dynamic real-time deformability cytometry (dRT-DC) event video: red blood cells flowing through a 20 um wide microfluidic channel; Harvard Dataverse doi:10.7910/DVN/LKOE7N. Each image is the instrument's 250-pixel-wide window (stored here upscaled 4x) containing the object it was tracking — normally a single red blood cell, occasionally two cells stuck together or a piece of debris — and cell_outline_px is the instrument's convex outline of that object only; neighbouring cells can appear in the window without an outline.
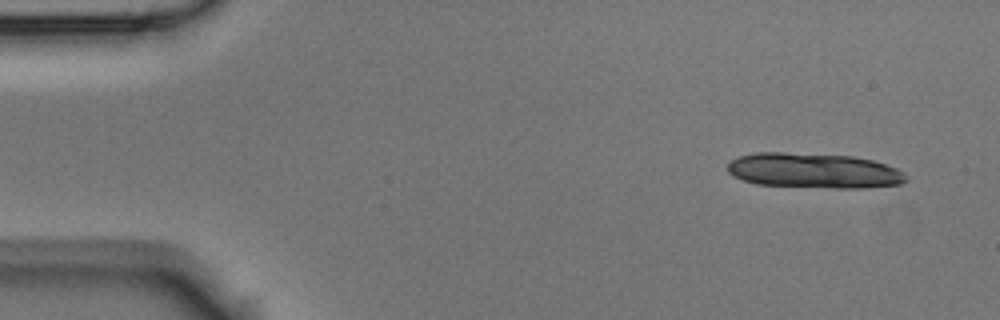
{"species": "Egyptian fruit bat (a non-hibernating species)", "species_latin": "Rousettus aegyptiacus", "temperature_condition": "room temperature", "stored_images_in_passage": 5, "camera_frame_rate_fps": 3000, "um_per_image_px": 0.085, "animal": {"sex": "male"}, "frame": {"image": 1, "passage_image": 1, "time_ms": 0.0, "image_size_px": [1000, 320], "cell_outline_px": [[908, 180], [900, 184], [864, 188], [832, 188], [756, 184], [732, 176], [728, 172], [728, 164], [732, 160], [740, 156], [756, 152], [784, 152], [852, 156], [872, 160], [896, 168], [904, 172]], "centroid_in_image_um": [69.18, 14.51], "position_along_channel_um": 15.8, "area_um2": 36.53}}
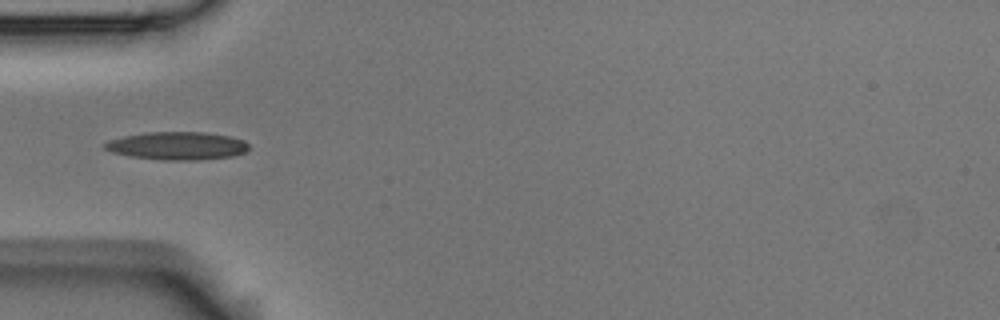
{"frame": {"image": 2, "passage_image": 5, "time_ms": 1.333, "image_size_px": [1000, 320], "cell_outline_px": [[248, 148], [244, 152], [232, 156], [196, 160], [160, 160], [132, 156], [112, 152], [104, 148], [100, 144], [108, 140], [124, 136], [144, 132], [204, 132], [232, 136], [244, 140], [248, 144]], "centroid_in_image_um": [15.04, 12.38], "position_along_channel_um": 70.0, "area_um2": 23.58}}